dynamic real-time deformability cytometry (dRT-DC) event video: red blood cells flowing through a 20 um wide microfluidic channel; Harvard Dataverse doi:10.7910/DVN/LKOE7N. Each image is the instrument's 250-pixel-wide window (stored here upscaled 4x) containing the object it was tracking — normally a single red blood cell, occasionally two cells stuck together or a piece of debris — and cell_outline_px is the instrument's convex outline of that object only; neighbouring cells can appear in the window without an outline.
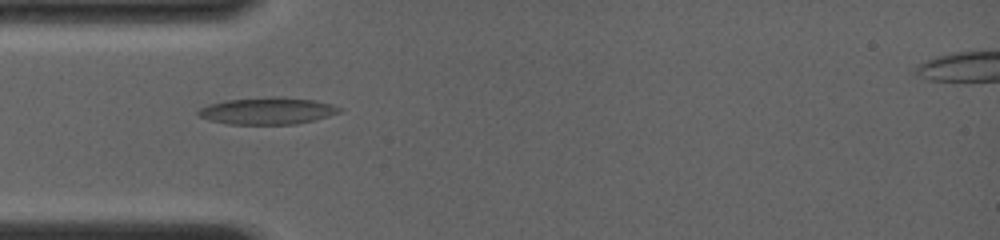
{"species": "common noctule bat (a hibernating species)", "species_latin": "Nyctalus noctula", "temperature_condition": "room temperature", "stored_images_in_passage": 58, "camera_frame_rate_fps": 4000, "um_per_image_px": 0.085, "animal": {"sex": "female", "body_mass_g": 19.0, "forearm_length_mm": 56.7}, "frame": {"image": 1, "passage_image": 18, "time_ms": 4.25, "image_size_px": [1000, 240], "cell_outline_px": [[340, 112], [328, 116], [296, 124], [228, 124], [208, 120], [200, 116], [196, 112], [200, 108], [208, 104], [228, 100], [272, 96], [280, 96], [316, 100], [332, 104], [340, 108]], "centroid_in_image_um": [22.72, 9.41], "position_along_channel_um": 62.3, "area_um2": 22.14}}
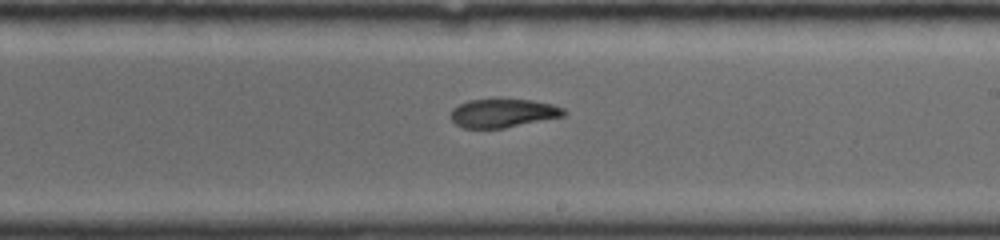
{"frame": {"image": 2, "passage_image": 35, "time_ms": 8.75, "image_size_px": [1000, 240], "cell_outline_px": [[568, 112], [564, 116], [504, 128], [464, 128], [456, 124], [448, 116], [452, 108], [468, 100], [500, 96], [532, 100], [552, 104], [564, 108]], "centroid_in_image_um": [42.74, 9.56], "position_along_channel_um": 246.3, "area_um2": 19.71}}
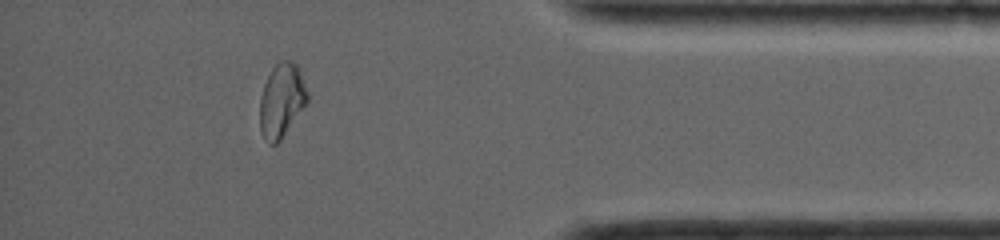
{"frame": {"image": 3, "passage_image": 51, "time_ms": 13.25, "image_size_px": [1000, 240], "cell_outline_px": [[308, 100], [280, 140], [276, 144], [272, 144], [260, 132], [260, 96], [264, 84], [272, 68], [280, 60], [292, 60], [300, 68], [308, 92]], "centroid_in_image_um": [23.94, 8.48], "position_along_channel_um": 411.3, "area_um2": 20.29}, "authors_computed_cell_mechanics": {"area_um2": 20.6057, "velocity_mm_per_s": 4.0941, "shape_relaxation_time_tau1_ms": null, "shape_relaxation_time_tau2_ms": 2.9579, "deformation_change_tau1": null, "deformation_change_tau2": 0.076}}